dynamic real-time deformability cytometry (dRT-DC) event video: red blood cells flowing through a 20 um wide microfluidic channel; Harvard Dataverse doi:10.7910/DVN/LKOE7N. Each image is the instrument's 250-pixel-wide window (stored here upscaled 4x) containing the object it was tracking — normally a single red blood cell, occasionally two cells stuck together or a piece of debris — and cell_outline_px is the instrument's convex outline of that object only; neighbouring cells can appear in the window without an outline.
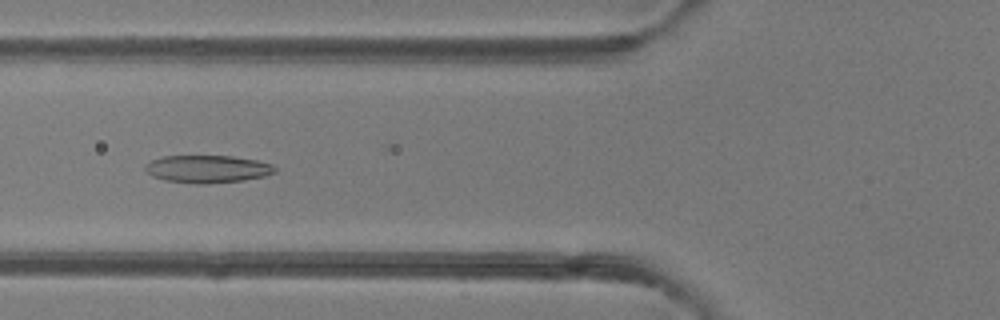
{"species": "common noctule bat (a hibernating species)", "species_latin": "Nyctalus noctula", "temperature_condition": "room temperature", "stored_images_in_passage": 49, "camera_frame_rate_fps": 3000, "um_per_image_px": 0.085, "animal": {"sex": "female"}, "frame": {"image": 1, "passage_image": 18, "time_ms": 5.667, "image_size_px": [1000, 320], "cell_outline_px": [[276, 172], [264, 176], [244, 180], [204, 184], [196, 184], [164, 180], [152, 176], [144, 168], [144, 164], [152, 160], [164, 156], [232, 156], [256, 160], [272, 164], [276, 168]], "centroid_in_image_um": [17.63, 14.36], "position_along_channel_um": 108.2, "area_um2": 20.87}}
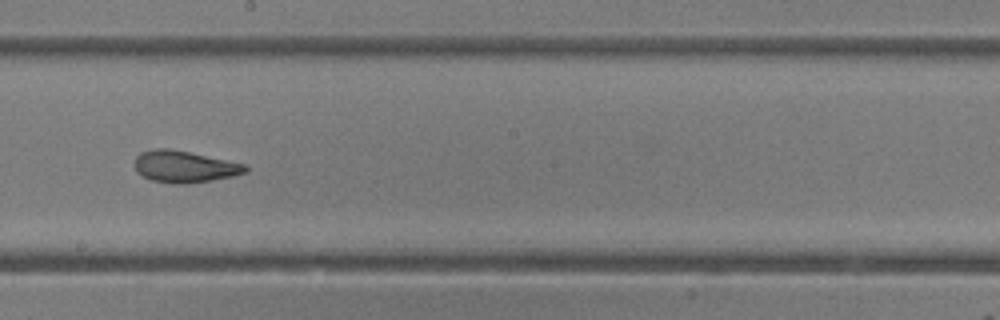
{"frame": {"image": 2, "passage_image": 27, "time_ms": 8.667, "image_size_px": [1000, 320], "cell_outline_px": [[248, 172], [232, 176], [212, 180], [184, 184], [172, 184], [152, 180], [136, 172], [136, 156], [140, 152], [152, 148], [168, 148], [248, 164]], "centroid_in_image_um": [15.7, 14.16], "position_along_channel_um": 232.5, "area_um2": 20.52}}
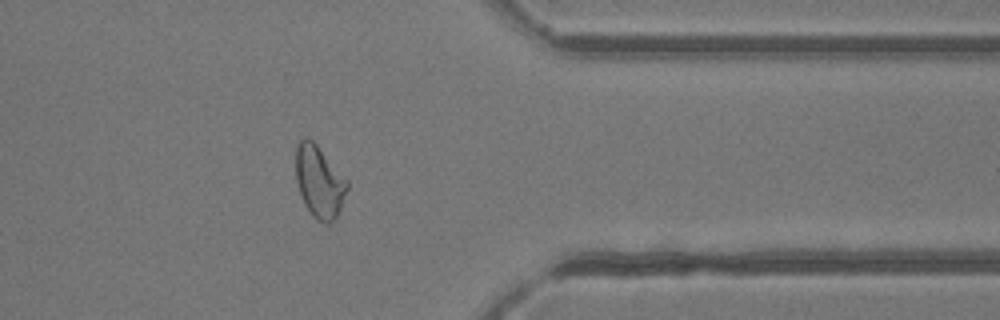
{"frame": {"image": 3, "passage_image": 39, "time_ms": 12.667, "image_size_px": [1000, 320], "cell_outline_px": [[348, 188], [336, 220], [328, 224], [324, 224], [316, 220], [312, 216], [304, 204], [296, 180], [296, 148], [300, 136], [308, 136], [316, 144], [348, 180]], "centroid_in_image_um": [27.14, 15.45], "position_along_channel_um": 384.3, "area_um2": 21.85}, "authors_computed_cell_mechanics": {"area_um2": 22.7732, "velocity_mm_per_s": 4.1322, "shape_relaxation_time_tau1_ms": null, "shape_relaxation_time_tau2_ms": 1.8672, "deformation_change_tau1": null, "deformation_change_tau2": 0.0905}}